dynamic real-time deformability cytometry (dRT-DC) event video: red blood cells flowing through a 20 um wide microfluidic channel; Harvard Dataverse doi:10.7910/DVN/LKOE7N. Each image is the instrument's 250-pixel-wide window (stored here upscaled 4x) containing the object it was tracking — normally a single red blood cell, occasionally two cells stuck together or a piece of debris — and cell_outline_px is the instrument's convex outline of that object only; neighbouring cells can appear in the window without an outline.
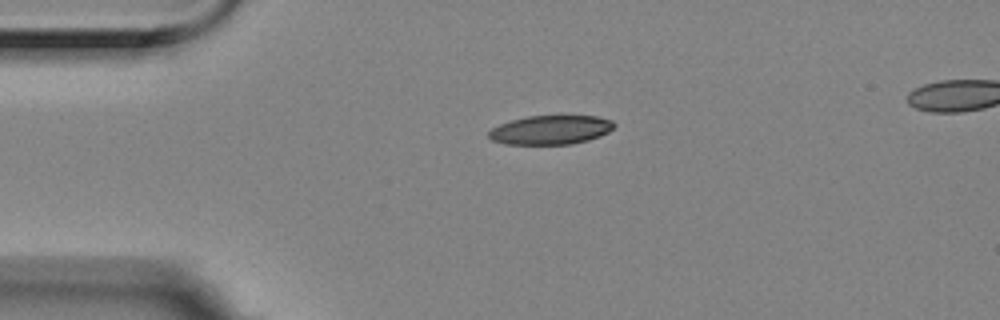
{"species": "Egyptian fruit bat (a non-hibernating species)", "species_latin": "Rousettus aegyptiacus", "temperature_condition": "room temperature", "stored_images_in_passage": 2, "camera_frame_rate_fps": 3000, "um_per_image_px": 0.085, "animal": {"sex": "female"}, "frame": {"image": 1, "passage_image": 1, "time_ms": 0.0, "image_size_px": [1000, 320], "cell_outline_px": [[616, 124], [608, 132], [600, 136], [588, 140], [568, 144], [504, 144], [492, 140], [488, 136], [488, 132], [492, 128], [500, 124], [512, 120], [528, 116], [596, 116], [612, 120]], "centroid_in_image_um": [46.8, 11.04], "position_along_channel_um": 38.2, "area_um2": 21.1}}